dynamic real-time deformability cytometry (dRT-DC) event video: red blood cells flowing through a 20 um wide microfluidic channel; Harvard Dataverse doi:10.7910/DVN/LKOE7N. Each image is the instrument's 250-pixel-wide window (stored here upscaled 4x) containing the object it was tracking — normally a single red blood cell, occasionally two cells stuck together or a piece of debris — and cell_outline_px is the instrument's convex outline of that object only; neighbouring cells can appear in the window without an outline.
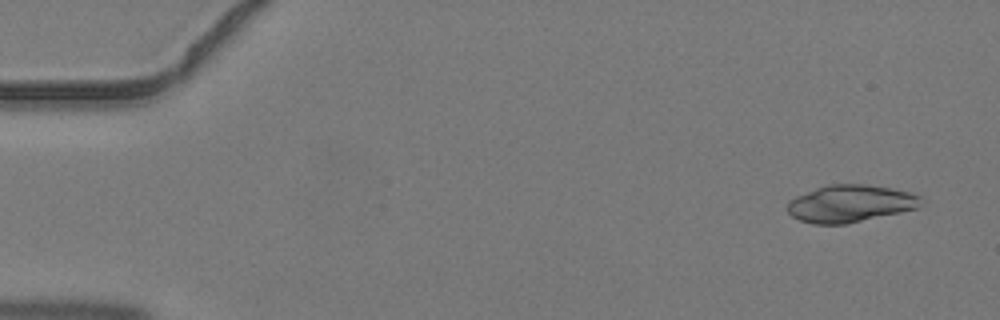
{"species": "common noctule bat (a hibernating species)", "species_latin": "Nyctalus noctula", "temperature_condition": "warm", "stored_images_in_passage": 4, "camera_frame_rate_fps": 3000, "um_per_image_px": 0.085, "animal": {"sex": "male", "body_mass_g": 19.2, "forearm_length_mm": 51.8}, "frame": {"image": 1, "passage_image": 1, "time_ms": 0.0, "image_size_px": [1000, 320], "cell_outline_px": [[924, 196], [916, 208], [900, 212], [848, 224], [812, 224], [800, 220], [792, 216], [788, 212], [788, 200], [796, 196], [816, 188], [828, 184], [868, 184], [892, 188], [912, 192]], "centroid_in_image_um": [72.28, 17.29], "position_along_channel_um": 12.7, "area_um2": 29.13}}